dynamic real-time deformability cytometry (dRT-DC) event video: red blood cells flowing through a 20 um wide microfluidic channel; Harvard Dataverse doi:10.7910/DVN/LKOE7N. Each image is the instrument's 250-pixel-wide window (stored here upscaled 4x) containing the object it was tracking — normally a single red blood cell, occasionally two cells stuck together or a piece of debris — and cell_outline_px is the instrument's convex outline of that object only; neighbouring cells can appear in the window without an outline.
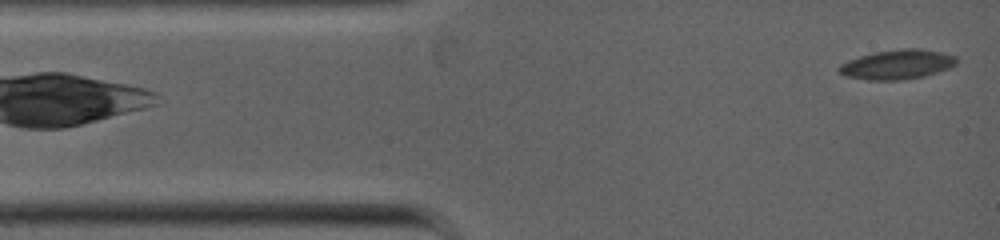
{"species": "common noctule bat (a hibernating species)", "species_latin": "Nyctalus noctula", "temperature_condition": "warm", "stored_images_in_passage": 29, "camera_frame_rate_fps": 5000, "um_per_image_px": 0.085, "animal": {"sex": "female", "body_mass_g": 19.0, "forearm_length_mm": 53.3}, "frame": {"image": 1, "passage_image": 1, "time_ms": 0.0, "image_size_px": [1000, 240], "cell_outline_px": [[956, 64], [948, 68], [924, 76], [900, 80], [868, 80], [844, 76], [836, 68], [840, 64], [848, 60], [872, 52], [904, 48], [920, 48], [940, 52], [956, 56]], "centroid_in_image_um": [76.22, 5.47], "position_along_channel_um": 8.8, "area_um2": 20.23}}
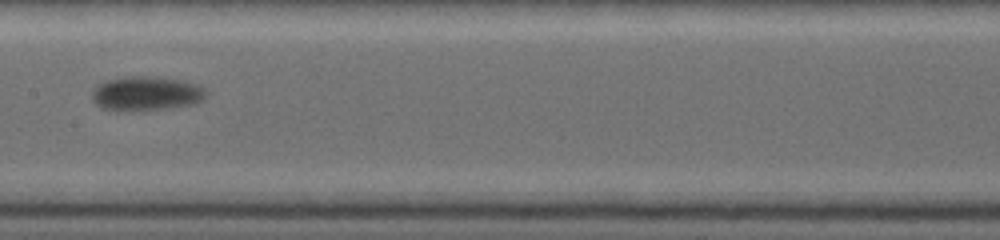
{"frame": {"image": 2, "passage_image": 13, "time_ms": 5.2, "image_size_px": [1000, 240], "cell_outline_px": [[204, 100], [196, 104], [164, 108], [116, 112], [100, 108], [92, 100], [92, 92], [96, 84], [108, 80], [124, 76], [148, 76], [184, 80], [200, 84], [204, 88]], "centroid_in_image_um": [12.39, 7.95], "position_along_channel_um": 195.0, "area_um2": 23.18}}
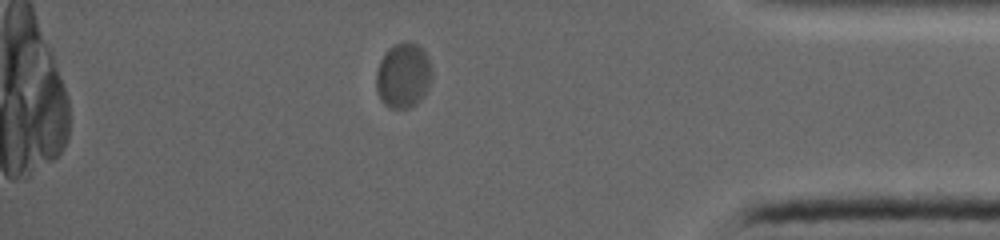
{"frame": {"image": 3, "passage_image": 25, "time_ms": 10.2, "image_size_px": [1000, 240], "cell_outline_px": [[432, 80], [420, 100], [416, 104], [408, 108], [388, 108], [380, 100], [376, 92], [376, 72], [380, 60], [384, 52], [388, 48], [396, 44], [416, 44], [424, 52], [432, 68]], "centroid_in_image_um": [34.25, 6.46], "position_along_channel_um": 401.0, "area_um2": 21.04}}